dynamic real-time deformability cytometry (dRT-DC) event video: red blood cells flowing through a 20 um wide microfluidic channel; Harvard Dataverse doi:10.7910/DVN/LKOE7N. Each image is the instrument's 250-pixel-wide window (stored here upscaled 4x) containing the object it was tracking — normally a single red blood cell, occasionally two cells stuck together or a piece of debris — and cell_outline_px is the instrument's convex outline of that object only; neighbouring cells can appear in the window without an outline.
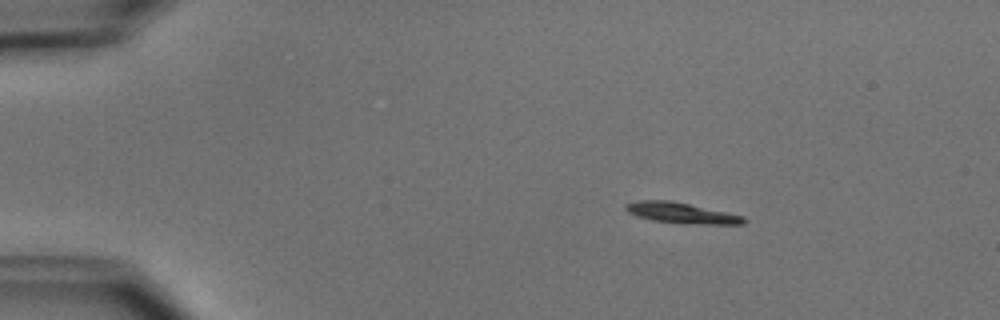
{"species": "common noctule bat (a hibernating species)", "species_latin": "Nyctalus noctula", "temperature_condition": "cold", "stored_images_in_passage": 3, "camera_frame_rate_fps": 3000, "um_per_image_px": 0.085, "animal": {"sex": "male", "body_mass_g": 15.6}, "frame": {"image": 1, "passage_image": 1, "time_ms": 0.0, "image_size_px": [1000, 320], "cell_outline_px": [[748, 220], [744, 224], [704, 224], [652, 220], [636, 216], [628, 212], [624, 208], [624, 204], [640, 200], [668, 200], [688, 204], [744, 216]], "centroid_in_image_um": [57.9, 18.09], "position_along_channel_um": 27.1, "area_um2": 13.93}}